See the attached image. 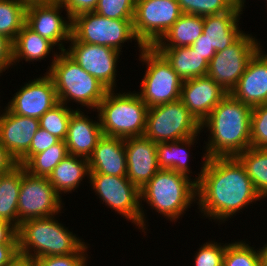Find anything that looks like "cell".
Listing matches in <instances>:
<instances>
[{
    "instance_id": "obj_1",
    "label": "cell",
    "mask_w": 267,
    "mask_h": 266,
    "mask_svg": "<svg viewBox=\"0 0 267 266\" xmlns=\"http://www.w3.org/2000/svg\"><path fill=\"white\" fill-rule=\"evenodd\" d=\"M259 200L263 201L236 156L206 159L197 182L200 218L222 225Z\"/></svg>"
},
{
    "instance_id": "obj_2",
    "label": "cell",
    "mask_w": 267,
    "mask_h": 266,
    "mask_svg": "<svg viewBox=\"0 0 267 266\" xmlns=\"http://www.w3.org/2000/svg\"><path fill=\"white\" fill-rule=\"evenodd\" d=\"M251 114V106L228 93L201 122V133H209L201 158L233 157L250 148Z\"/></svg>"
},
{
    "instance_id": "obj_3",
    "label": "cell",
    "mask_w": 267,
    "mask_h": 266,
    "mask_svg": "<svg viewBox=\"0 0 267 266\" xmlns=\"http://www.w3.org/2000/svg\"><path fill=\"white\" fill-rule=\"evenodd\" d=\"M140 195L141 233L145 236L149 233L147 208L149 207L152 213L154 210L158 213L156 215L160 214L161 218L164 217L170 223L176 224L180 218L182 220L191 206L197 204V183L182 173L160 169L140 190Z\"/></svg>"
},
{
    "instance_id": "obj_4",
    "label": "cell",
    "mask_w": 267,
    "mask_h": 266,
    "mask_svg": "<svg viewBox=\"0 0 267 266\" xmlns=\"http://www.w3.org/2000/svg\"><path fill=\"white\" fill-rule=\"evenodd\" d=\"M61 213L22 221L17 228L19 256L36 259L46 256L89 253L90 244L61 221ZM85 241V242H84Z\"/></svg>"
},
{
    "instance_id": "obj_5",
    "label": "cell",
    "mask_w": 267,
    "mask_h": 266,
    "mask_svg": "<svg viewBox=\"0 0 267 266\" xmlns=\"http://www.w3.org/2000/svg\"><path fill=\"white\" fill-rule=\"evenodd\" d=\"M47 74L53 80L59 102L72 108L71 104L75 103L76 110L86 107L94 113L108 91L65 51L58 54Z\"/></svg>"
},
{
    "instance_id": "obj_6",
    "label": "cell",
    "mask_w": 267,
    "mask_h": 266,
    "mask_svg": "<svg viewBox=\"0 0 267 266\" xmlns=\"http://www.w3.org/2000/svg\"><path fill=\"white\" fill-rule=\"evenodd\" d=\"M108 90L97 112L104 136L142 137L146 129V103L134 91Z\"/></svg>"
},
{
    "instance_id": "obj_7",
    "label": "cell",
    "mask_w": 267,
    "mask_h": 266,
    "mask_svg": "<svg viewBox=\"0 0 267 266\" xmlns=\"http://www.w3.org/2000/svg\"><path fill=\"white\" fill-rule=\"evenodd\" d=\"M138 57L145 72L139 82L140 90L135 92L147 107L179 100L183 81L166 58L154 47H143Z\"/></svg>"
},
{
    "instance_id": "obj_8",
    "label": "cell",
    "mask_w": 267,
    "mask_h": 266,
    "mask_svg": "<svg viewBox=\"0 0 267 266\" xmlns=\"http://www.w3.org/2000/svg\"><path fill=\"white\" fill-rule=\"evenodd\" d=\"M71 36L76 41L112 47L119 52H123L126 42H136L138 52L144 47L135 35L133 20L110 19L94 11L72 18Z\"/></svg>"
},
{
    "instance_id": "obj_9",
    "label": "cell",
    "mask_w": 267,
    "mask_h": 266,
    "mask_svg": "<svg viewBox=\"0 0 267 266\" xmlns=\"http://www.w3.org/2000/svg\"><path fill=\"white\" fill-rule=\"evenodd\" d=\"M201 133V123L179 99L148 108L144 137L155 143L186 139Z\"/></svg>"
},
{
    "instance_id": "obj_10",
    "label": "cell",
    "mask_w": 267,
    "mask_h": 266,
    "mask_svg": "<svg viewBox=\"0 0 267 266\" xmlns=\"http://www.w3.org/2000/svg\"><path fill=\"white\" fill-rule=\"evenodd\" d=\"M89 186L107 208L131 222L141 232L140 189L127 177L89 173Z\"/></svg>"
},
{
    "instance_id": "obj_11",
    "label": "cell",
    "mask_w": 267,
    "mask_h": 266,
    "mask_svg": "<svg viewBox=\"0 0 267 266\" xmlns=\"http://www.w3.org/2000/svg\"><path fill=\"white\" fill-rule=\"evenodd\" d=\"M252 35L244 32L233 44L223 51L216 52L209 62L207 76L212 78L227 93L237 85L253 55L264 44Z\"/></svg>"
},
{
    "instance_id": "obj_12",
    "label": "cell",
    "mask_w": 267,
    "mask_h": 266,
    "mask_svg": "<svg viewBox=\"0 0 267 266\" xmlns=\"http://www.w3.org/2000/svg\"><path fill=\"white\" fill-rule=\"evenodd\" d=\"M61 197L47 177L32 175L23 166V176L18 200V227L22 221L44 218L64 213Z\"/></svg>"
},
{
    "instance_id": "obj_13",
    "label": "cell",
    "mask_w": 267,
    "mask_h": 266,
    "mask_svg": "<svg viewBox=\"0 0 267 266\" xmlns=\"http://www.w3.org/2000/svg\"><path fill=\"white\" fill-rule=\"evenodd\" d=\"M181 15L177 0H136L135 35L144 47H153Z\"/></svg>"
},
{
    "instance_id": "obj_14",
    "label": "cell",
    "mask_w": 267,
    "mask_h": 266,
    "mask_svg": "<svg viewBox=\"0 0 267 266\" xmlns=\"http://www.w3.org/2000/svg\"><path fill=\"white\" fill-rule=\"evenodd\" d=\"M65 52L87 73L95 77L108 90H118L117 66L122 55L118 50L96 44L76 41L72 36ZM117 77V78H116Z\"/></svg>"
},
{
    "instance_id": "obj_15",
    "label": "cell",
    "mask_w": 267,
    "mask_h": 266,
    "mask_svg": "<svg viewBox=\"0 0 267 266\" xmlns=\"http://www.w3.org/2000/svg\"><path fill=\"white\" fill-rule=\"evenodd\" d=\"M42 75L25 82L12 94L5 105L12 113L39 119L59 103L52 78L46 72Z\"/></svg>"
},
{
    "instance_id": "obj_16",
    "label": "cell",
    "mask_w": 267,
    "mask_h": 266,
    "mask_svg": "<svg viewBox=\"0 0 267 266\" xmlns=\"http://www.w3.org/2000/svg\"><path fill=\"white\" fill-rule=\"evenodd\" d=\"M66 13V17L62 12ZM30 29L51 41L58 50L65 51L71 38L72 18L61 2L35 4L26 8V23Z\"/></svg>"
},
{
    "instance_id": "obj_17",
    "label": "cell",
    "mask_w": 267,
    "mask_h": 266,
    "mask_svg": "<svg viewBox=\"0 0 267 266\" xmlns=\"http://www.w3.org/2000/svg\"><path fill=\"white\" fill-rule=\"evenodd\" d=\"M39 128V119L16 115L0 106V143L16 161L29 150Z\"/></svg>"
},
{
    "instance_id": "obj_18",
    "label": "cell",
    "mask_w": 267,
    "mask_h": 266,
    "mask_svg": "<svg viewBox=\"0 0 267 266\" xmlns=\"http://www.w3.org/2000/svg\"><path fill=\"white\" fill-rule=\"evenodd\" d=\"M127 174L130 182L140 190L160 170L157 160V143L142 137L124 139Z\"/></svg>"
},
{
    "instance_id": "obj_19",
    "label": "cell",
    "mask_w": 267,
    "mask_h": 266,
    "mask_svg": "<svg viewBox=\"0 0 267 266\" xmlns=\"http://www.w3.org/2000/svg\"><path fill=\"white\" fill-rule=\"evenodd\" d=\"M228 93L206 76L182 82L180 100L201 123Z\"/></svg>"
},
{
    "instance_id": "obj_20",
    "label": "cell",
    "mask_w": 267,
    "mask_h": 266,
    "mask_svg": "<svg viewBox=\"0 0 267 266\" xmlns=\"http://www.w3.org/2000/svg\"><path fill=\"white\" fill-rule=\"evenodd\" d=\"M96 112L97 110H95V120L92 115H88L92 113V110L87 111L86 108L83 111L75 110L72 113L64 140L70 155L88 159L99 140L103 137L99 115Z\"/></svg>"
},
{
    "instance_id": "obj_21",
    "label": "cell",
    "mask_w": 267,
    "mask_h": 266,
    "mask_svg": "<svg viewBox=\"0 0 267 266\" xmlns=\"http://www.w3.org/2000/svg\"><path fill=\"white\" fill-rule=\"evenodd\" d=\"M262 46L250 59L230 94L251 107L267 104V53Z\"/></svg>"
},
{
    "instance_id": "obj_22",
    "label": "cell",
    "mask_w": 267,
    "mask_h": 266,
    "mask_svg": "<svg viewBox=\"0 0 267 266\" xmlns=\"http://www.w3.org/2000/svg\"><path fill=\"white\" fill-rule=\"evenodd\" d=\"M200 134L201 133L186 139L157 143L156 153L159 168L165 170H173L175 172L187 175L190 178H192L193 176V180L197 183L202 175V169L206 159H203L201 161V167L199 170L200 172L198 171L196 172V174L195 171L194 173L192 172V166H190L189 164L191 162L190 159H192L191 157L193 155L192 149L193 147H196V145L200 141Z\"/></svg>"
},
{
    "instance_id": "obj_23",
    "label": "cell",
    "mask_w": 267,
    "mask_h": 266,
    "mask_svg": "<svg viewBox=\"0 0 267 266\" xmlns=\"http://www.w3.org/2000/svg\"><path fill=\"white\" fill-rule=\"evenodd\" d=\"M89 173L126 177L127 159L124 139L104 136L88 158Z\"/></svg>"
},
{
    "instance_id": "obj_24",
    "label": "cell",
    "mask_w": 267,
    "mask_h": 266,
    "mask_svg": "<svg viewBox=\"0 0 267 266\" xmlns=\"http://www.w3.org/2000/svg\"><path fill=\"white\" fill-rule=\"evenodd\" d=\"M60 52L51 41L43 38L25 24L13 41V64L18 69V64L21 66V61L22 64L23 61L34 64L37 61L42 62L41 60H45V58L49 60V57L51 62L46 69L47 73Z\"/></svg>"
},
{
    "instance_id": "obj_25",
    "label": "cell",
    "mask_w": 267,
    "mask_h": 266,
    "mask_svg": "<svg viewBox=\"0 0 267 266\" xmlns=\"http://www.w3.org/2000/svg\"><path fill=\"white\" fill-rule=\"evenodd\" d=\"M243 13V11H227L203 17V34L210 48L216 52L223 51L245 32L240 23Z\"/></svg>"
},
{
    "instance_id": "obj_26",
    "label": "cell",
    "mask_w": 267,
    "mask_h": 266,
    "mask_svg": "<svg viewBox=\"0 0 267 266\" xmlns=\"http://www.w3.org/2000/svg\"><path fill=\"white\" fill-rule=\"evenodd\" d=\"M89 172L87 158L69 154L47 178L55 191L62 197L64 194L78 192L77 189L83 185V180L87 179L86 182L89 183Z\"/></svg>"
},
{
    "instance_id": "obj_27",
    "label": "cell",
    "mask_w": 267,
    "mask_h": 266,
    "mask_svg": "<svg viewBox=\"0 0 267 266\" xmlns=\"http://www.w3.org/2000/svg\"><path fill=\"white\" fill-rule=\"evenodd\" d=\"M155 49L166 58L182 81L207 75L209 62L190 46Z\"/></svg>"
},
{
    "instance_id": "obj_28",
    "label": "cell",
    "mask_w": 267,
    "mask_h": 266,
    "mask_svg": "<svg viewBox=\"0 0 267 266\" xmlns=\"http://www.w3.org/2000/svg\"><path fill=\"white\" fill-rule=\"evenodd\" d=\"M203 16L182 13L179 19L169 28L154 48L187 47L203 33Z\"/></svg>"
},
{
    "instance_id": "obj_29",
    "label": "cell",
    "mask_w": 267,
    "mask_h": 266,
    "mask_svg": "<svg viewBox=\"0 0 267 266\" xmlns=\"http://www.w3.org/2000/svg\"><path fill=\"white\" fill-rule=\"evenodd\" d=\"M23 176V165L17 164L10 171L0 175V220L18 228V200Z\"/></svg>"
},
{
    "instance_id": "obj_30",
    "label": "cell",
    "mask_w": 267,
    "mask_h": 266,
    "mask_svg": "<svg viewBox=\"0 0 267 266\" xmlns=\"http://www.w3.org/2000/svg\"><path fill=\"white\" fill-rule=\"evenodd\" d=\"M236 157L244 165L256 192L265 201L267 199V150L250 147Z\"/></svg>"
},
{
    "instance_id": "obj_31",
    "label": "cell",
    "mask_w": 267,
    "mask_h": 266,
    "mask_svg": "<svg viewBox=\"0 0 267 266\" xmlns=\"http://www.w3.org/2000/svg\"><path fill=\"white\" fill-rule=\"evenodd\" d=\"M68 155L65 141L60 140L47 150L34 154L23 166L32 175L48 177L54 168Z\"/></svg>"
},
{
    "instance_id": "obj_32",
    "label": "cell",
    "mask_w": 267,
    "mask_h": 266,
    "mask_svg": "<svg viewBox=\"0 0 267 266\" xmlns=\"http://www.w3.org/2000/svg\"><path fill=\"white\" fill-rule=\"evenodd\" d=\"M26 6L20 0H0V34L14 41L26 23Z\"/></svg>"
},
{
    "instance_id": "obj_33",
    "label": "cell",
    "mask_w": 267,
    "mask_h": 266,
    "mask_svg": "<svg viewBox=\"0 0 267 266\" xmlns=\"http://www.w3.org/2000/svg\"><path fill=\"white\" fill-rule=\"evenodd\" d=\"M248 239H233L226 243L223 266H262L260 248L251 245Z\"/></svg>"
},
{
    "instance_id": "obj_34",
    "label": "cell",
    "mask_w": 267,
    "mask_h": 266,
    "mask_svg": "<svg viewBox=\"0 0 267 266\" xmlns=\"http://www.w3.org/2000/svg\"><path fill=\"white\" fill-rule=\"evenodd\" d=\"M76 109L64 103H58L39 118L40 128L46 130L60 140H65L68 124Z\"/></svg>"
},
{
    "instance_id": "obj_35",
    "label": "cell",
    "mask_w": 267,
    "mask_h": 266,
    "mask_svg": "<svg viewBox=\"0 0 267 266\" xmlns=\"http://www.w3.org/2000/svg\"><path fill=\"white\" fill-rule=\"evenodd\" d=\"M182 13L198 16L221 14L227 11H241L234 0H177Z\"/></svg>"
},
{
    "instance_id": "obj_36",
    "label": "cell",
    "mask_w": 267,
    "mask_h": 266,
    "mask_svg": "<svg viewBox=\"0 0 267 266\" xmlns=\"http://www.w3.org/2000/svg\"><path fill=\"white\" fill-rule=\"evenodd\" d=\"M200 247V248H199ZM193 256V266H223L226 243L216 242L215 239L202 243Z\"/></svg>"
},
{
    "instance_id": "obj_37",
    "label": "cell",
    "mask_w": 267,
    "mask_h": 266,
    "mask_svg": "<svg viewBox=\"0 0 267 266\" xmlns=\"http://www.w3.org/2000/svg\"><path fill=\"white\" fill-rule=\"evenodd\" d=\"M136 0H98L94 12L110 19L133 20Z\"/></svg>"
},
{
    "instance_id": "obj_38",
    "label": "cell",
    "mask_w": 267,
    "mask_h": 266,
    "mask_svg": "<svg viewBox=\"0 0 267 266\" xmlns=\"http://www.w3.org/2000/svg\"><path fill=\"white\" fill-rule=\"evenodd\" d=\"M251 147L267 150V104L252 107Z\"/></svg>"
},
{
    "instance_id": "obj_39",
    "label": "cell",
    "mask_w": 267,
    "mask_h": 266,
    "mask_svg": "<svg viewBox=\"0 0 267 266\" xmlns=\"http://www.w3.org/2000/svg\"><path fill=\"white\" fill-rule=\"evenodd\" d=\"M91 253H72L32 259L33 266H89ZM89 262V264H88ZM88 264V265H87Z\"/></svg>"
},
{
    "instance_id": "obj_40",
    "label": "cell",
    "mask_w": 267,
    "mask_h": 266,
    "mask_svg": "<svg viewBox=\"0 0 267 266\" xmlns=\"http://www.w3.org/2000/svg\"><path fill=\"white\" fill-rule=\"evenodd\" d=\"M59 141L60 139L56 136L39 128L32 139L29 150L17 161V164L24 165L34 154L47 150Z\"/></svg>"
},
{
    "instance_id": "obj_41",
    "label": "cell",
    "mask_w": 267,
    "mask_h": 266,
    "mask_svg": "<svg viewBox=\"0 0 267 266\" xmlns=\"http://www.w3.org/2000/svg\"><path fill=\"white\" fill-rule=\"evenodd\" d=\"M13 66V41L0 34V77Z\"/></svg>"
},
{
    "instance_id": "obj_42",
    "label": "cell",
    "mask_w": 267,
    "mask_h": 266,
    "mask_svg": "<svg viewBox=\"0 0 267 266\" xmlns=\"http://www.w3.org/2000/svg\"><path fill=\"white\" fill-rule=\"evenodd\" d=\"M60 2L71 18L80 13L94 11L98 4V0H60Z\"/></svg>"
},
{
    "instance_id": "obj_43",
    "label": "cell",
    "mask_w": 267,
    "mask_h": 266,
    "mask_svg": "<svg viewBox=\"0 0 267 266\" xmlns=\"http://www.w3.org/2000/svg\"><path fill=\"white\" fill-rule=\"evenodd\" d=\"M19 257L18 244H0V266H11Z\"/></svg>"
},
{
    "instance_id": "obj_44",
    "label": "cell",
    "mask_w": 267,
    "mask_h": 266,
    "mask_svg": "<svg viewBox=\"0 0 267 266\" xmlns=\"http://www.w3.org/2000/svg\"><path fill=\"white\" fill-rule=\"evenodd\" d=\"M0 244H18L17 228L5 220H0Z\"/></svg>"
},
{
    "instance_id": "obj_45",
    "label": "cell",
    "mask_w": 267,
    "mask_h": 266,
    "mask_svg": "<svg viewBox=\"0 0 267 266\" xmlns=\"http://www.w3.org/2000/svg\"><path fill=\"white\" fill-rule=\"evenodd\" d=\"M195 52H198L202 57L210 62L212 57L215 55L216 51L206 43L204 34L201 36L190 46Z\"/></svg>"
},
{
    "instance_id": "obj_46",
    "label": "cell",
    "mask_w": 267,
    "mask_h": 266,
    "mask_svg": "<svg viewBox=\"0 0 267 266\" xmlns=\"http://www.w3.org/2000/svg\"><path fill=\"white\" fill-rule=\"evenodd\" d=\"M17 165V161L9 154V152L0 143V175L10 171Z\"/></svg>"
},
{
    "instance_id": "obj_47",
    "label": "cell",
    "mask_w": 267,
    "mask_h": 266,
    "mask_svg": "<svg viewBox=\"0 0 267 266\" xmlns=\"http://www.w3.org/2000/svg\"><path fill=\"white\" fill-rule=\"evenodd\" d=\"M26 7L35 4H52L60 0H20Z\"/></svg>"
},
{
    "instance_id": "obj_48",
    "label": "cell",
    "mask_w": 267,
    "mask_h": 266,
    "mask_svg": "<svg viewBox=\"0 0 267 266\" xmlns=\"http://www.w3.org/2000/svg\"><path fill=\"white\" fill-rule=\"evenodd\" d=\"M263 246H259L260 248V253H261V259H262V266H267V242L263 243Z\"/></svg>"
},
{
    "instance_id": "obj_49",
    "label": "cell",
    "mask_w": 267,
    "mask_h": 266,
    "mask_svg": "<svg viewBox=\"0 0 267 266\" xmlns=\"http://www.w3.org/2000/svg\"><path fill=\"white\" fill-rule=\"evenodd\" d=\"M11 266H33L29 259L19 257Z\"/></svg>"
},
{
    "instance_id": "obj_50",
    "label": "cell",
    "mask_w": 267,
    "mask_h": 266,
    "mask_svg": "<svg viewBox=\"0 0 267 266\" xmlns=\"http://www.w3.org/2000/svg\"><path fill=\"white\" fill-rule=\"evenodd\" d=\"M247 1L246 0H234V4H235V6L238 8V9H240L241 11H245V9H246V4H248V3H246Z\"/></svg>"
}]
</instances>
